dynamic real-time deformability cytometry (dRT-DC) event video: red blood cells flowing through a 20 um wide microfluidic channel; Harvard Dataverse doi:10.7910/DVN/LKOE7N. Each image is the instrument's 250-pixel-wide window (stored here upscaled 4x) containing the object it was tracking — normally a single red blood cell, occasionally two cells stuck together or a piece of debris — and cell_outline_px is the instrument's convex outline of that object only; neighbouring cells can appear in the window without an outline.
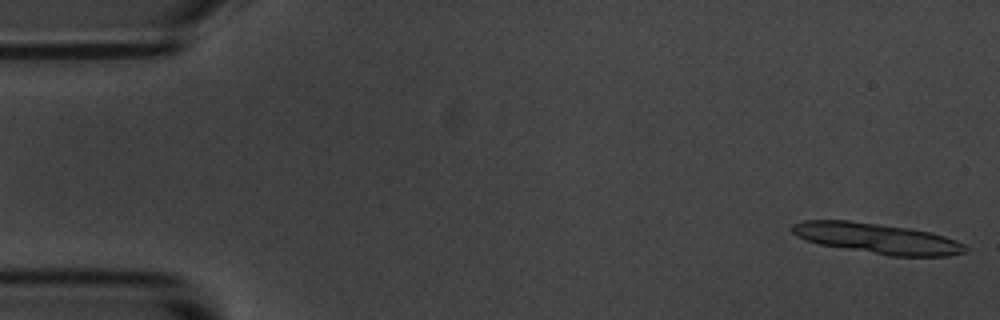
{"species": "common noctule bat (a hibernating species)", "species_latin": "Nyctalus noctula", "temperature_condition": "room temperature", "stored_images_in_passage": 5, "camera_frame_rate_fps": 3000, "um_per_image_px": 0.085, "animal": {"sex": "male", "body_mass_g": 20.1, "forearm_length_mm": 53.5}, "frame": {"image": 1, "passage_image": 1, "time_ms": 0.0, "image_size_px": [1000, 320], "cell_outline_px": [[968, 248], [964, 252], [948, 256], [892, 256], [820, 244], [808, 240], [792, 232], [792, 224], [804, 220], [848, 220], [908, 228], [928, 232], [944, 236], [956, 240], [964, 244]], "centroid_in_image_um": [74.58, 20.26], "position_along_channel_um": 10.4, "area_um2": 30.17}}